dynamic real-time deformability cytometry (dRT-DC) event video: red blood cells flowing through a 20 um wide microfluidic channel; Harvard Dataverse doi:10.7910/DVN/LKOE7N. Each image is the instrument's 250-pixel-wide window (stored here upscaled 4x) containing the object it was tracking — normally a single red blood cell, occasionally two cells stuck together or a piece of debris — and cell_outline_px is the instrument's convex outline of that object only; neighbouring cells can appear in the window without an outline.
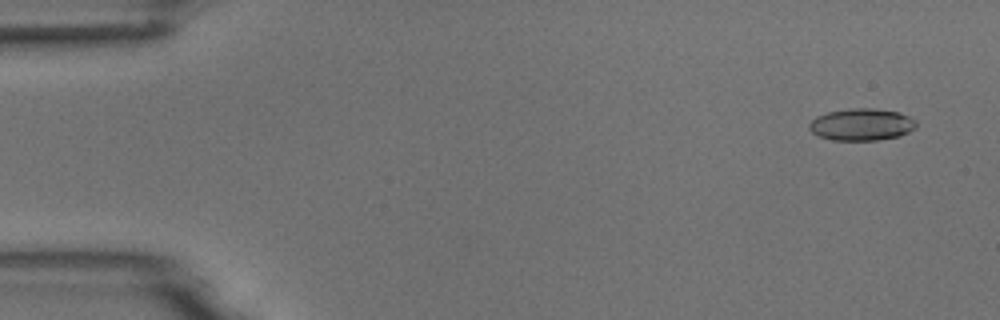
{"species": "common noctule bat (a hibernating species)", "species_latin": "Nyctalus noctula", "temperature_condition": "room temperature", "stored_images_in_passage": 15, "camera_frame_rate_fps": 3000, "um_per_image_px": 0.085, "animal": {"sex": "male", "body_mass_g": 18.8}, "frame": {"image": 1, "passage_image": 3, "time_ms": 0.667, "image_size_px": [1000, 320], "cell_outline_px": [[916, 128], [900, 136], [876, 140], [832, 140], [816, 136], [808, 128], [808, 124], [816, 116], [828, 112], [848, 108], [872, 108], [900, 112], [916, 120]], "centroid_in_image_um": [73.22, 10.58], "position_along_channel_um": 11.8, "area_um2": 20.17}}
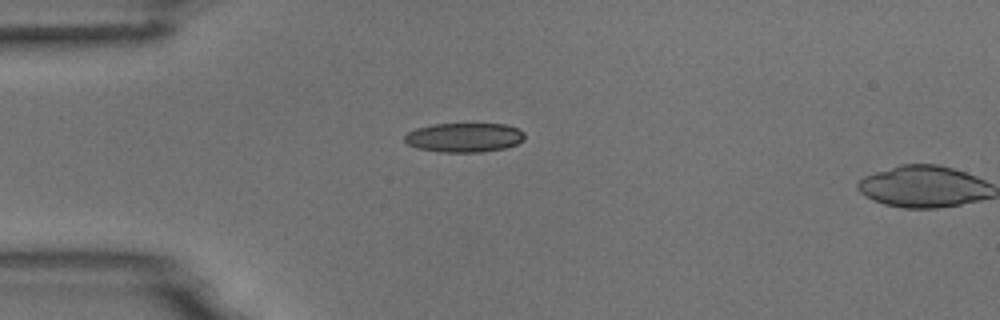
{"frame": {"image": 2, "passage_image": 14, "time_ms": 4.333, "image_size_px": [1000, 320], "cell_outline_px": [[524, 140], [516, 144], [504, 148], [480, 152], [440, 152], [416, 148], [408, 144], [404, 140], [404, 136], [408, 132], [416, 128], [432, 124], [508, 124], [520, 128], [524, 132]], "centroid_in_image_um": [39.47, 11.68], "position_along_channel_um": 45.5, "area_um2": 20.63}}